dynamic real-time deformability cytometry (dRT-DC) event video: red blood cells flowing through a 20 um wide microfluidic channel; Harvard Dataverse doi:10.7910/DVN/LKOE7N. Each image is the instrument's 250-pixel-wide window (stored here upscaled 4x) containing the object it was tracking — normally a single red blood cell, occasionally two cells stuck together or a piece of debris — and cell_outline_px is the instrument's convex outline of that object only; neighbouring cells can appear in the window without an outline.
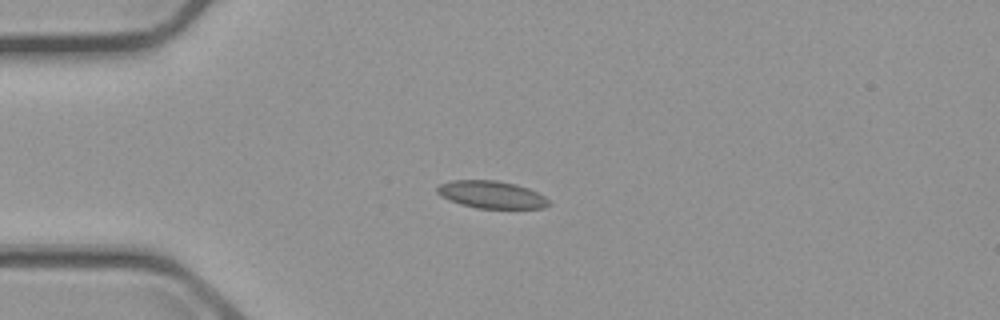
{"species": "common noctule bat (a hibernating species)", "species_latin": "Nyctalus noctula", "temperature_condition": "cold", "stored_images_in_passage": 9, "camera_frame_rate_fps": 3000, "um_per_image_px": 0.085, "animal": {"sex": "male", "body_mass_g": 23.1, "forearm_length_mm": 52.7}, "frame": {"image": 1, "passage_image": 3, "time_ms": 2.333, "image_size_px": [1000, 320], "cell_outline_px": [[552, 204], [544, 208], [476, 208], [460, 204], [440, 196], [436, 192], [436, 188], [440, 184], [452, 180], [496, 180], [516, 184], [528, 188], [544, 196]], "centroid_in_image_um": [41.76, 16.54], "position_along_channel_um": 43.2, "area_um2": 17.86}}
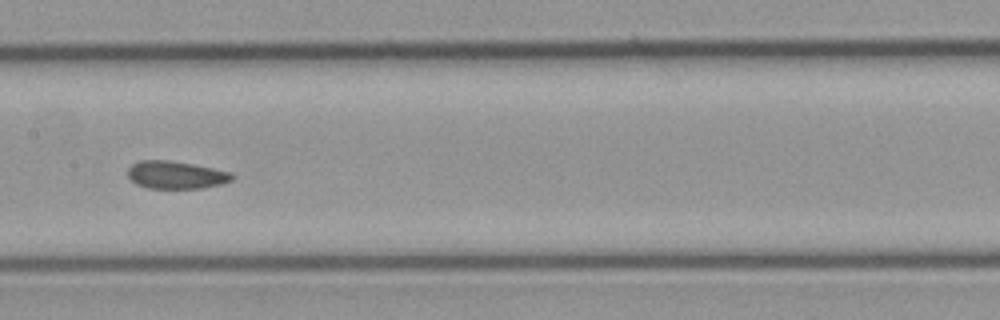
{"frame": {"image": 2, "passage_image": 7, "time_ms": 7.0, "image_size_px": [1000, 320], "cell_outline_px": [[236, 176], [232, 180], [220, 184], [204, 188], [148, 188], [136, 184], [128, 176], [128, 168], [132, 164], [140, 160], [168, 160], [192, 164], [212, 168], [228, 172]], "centroid_in_image_um": [14.94, 14.87], "position_along_channel_um": 192.5, "area_um2": 16.7}}
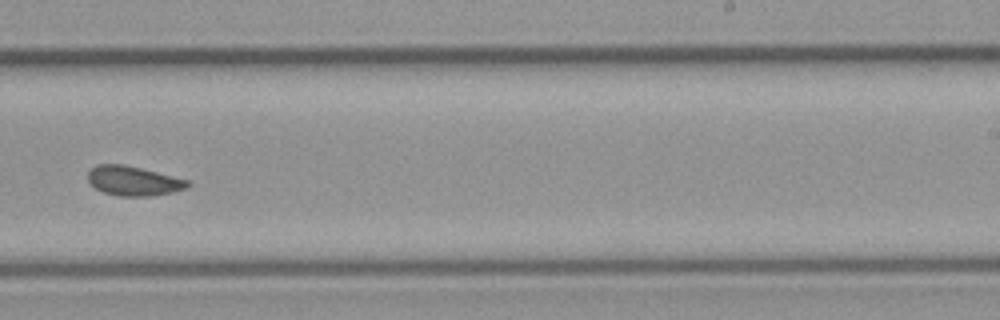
{"frame": {"image": 3, "passage_image": 9, "time_ms": 9.333, "image_size_px": [1000, 320], "cell_outline_px": [[192, 184], [188, 188], [172, 192], [152, 196], [120, 196], [104, 192], [96, 188], [88, 180], [88, 172], [96, 164], [124, 164], [188, 180]], "centroid_in_image_um": [11.36, 15.38], "position_along_channel_um": 277.6, "area_um2": 17.05}}